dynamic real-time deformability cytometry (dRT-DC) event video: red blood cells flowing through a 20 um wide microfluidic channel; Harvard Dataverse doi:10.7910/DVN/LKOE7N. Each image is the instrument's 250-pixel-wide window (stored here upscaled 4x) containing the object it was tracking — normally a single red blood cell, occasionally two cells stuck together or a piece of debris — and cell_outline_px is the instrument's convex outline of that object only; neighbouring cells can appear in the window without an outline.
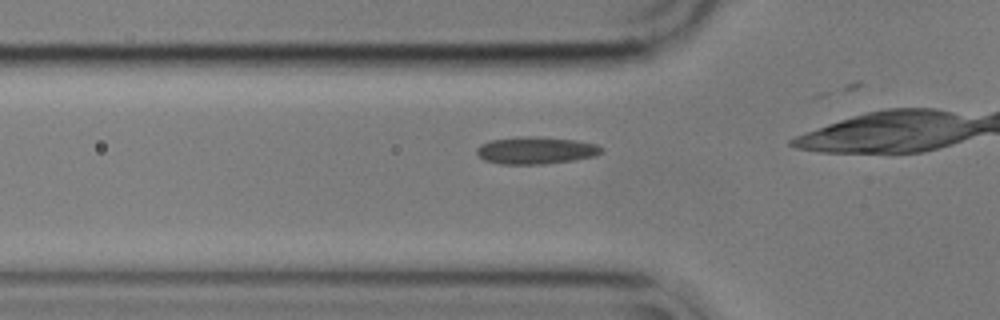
{"species": "common noctule bat (a hibernating species)", "species_latin": "Nyctalus noctula", "temperature_condition": "cold", "stored_images_in_passage": 35, "camera_frame_rate_fps": 3000, "um_per_image_px": 0.085, "animal": {"sex": "male", "body_mass_g": 17.9}, "frame": {"image": 1, "passage_image": 9, "time_ms": 2.667, "image_size_px": [1000, 320], "cell_outline_px": [[604, 152], [596, 156], [572, 160], [544, 164], [500, 164], [484, 160], [476, 152], [476, 148], [480, 144], [492, 140], [520, 136], [536, 136], [576, 140], [596, 144], [604, 148]], "centroid_in_image_um": [45.57, 12.78], "position_along_channel_um": 80.2, "area_um2": 19.94}}
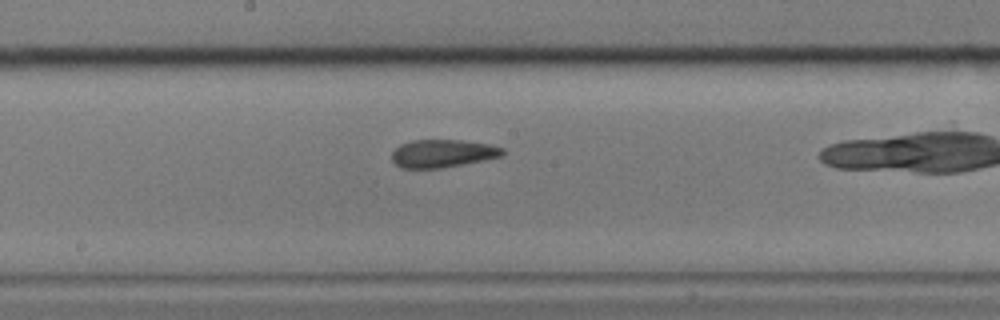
{"frame": {"image": 2, "passage_image": 20, "time_ms": 6.333, "image_size_px": [1000, 320], "cell_outline_px": [[504, 156], [444, 168], [400, 168], [392, 160], [392, 152], [400, 144], [412, 140], [460, 140], [488, 144], [504, 148]], "centroid_in_image_um": [37.63, 13.05], "position_along_channel_um": 210.6, "area_um2": 18.09}}
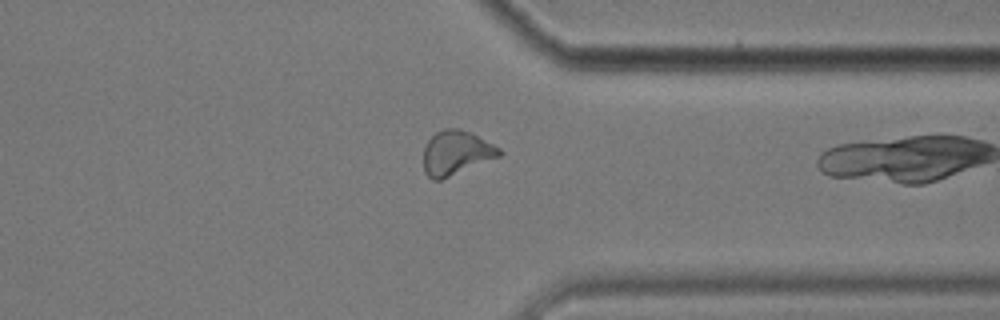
{"frame": {"image": 3, "passage_image": 34, "time_ms": 11.0, "image_size_px": [1000, 320], "cell_outline_px": [[504, 152], [500, 156], [440, 180], [432, 180], [424, 172], [424, 148], [428, 140], [436, 132], [444, 128], [456, 128], [468, 132], [500, 148]], "centroid_in_image_um": [38.75, 13.0], "position_along_channel_um": 372.7, "area_um2": 19.25}}